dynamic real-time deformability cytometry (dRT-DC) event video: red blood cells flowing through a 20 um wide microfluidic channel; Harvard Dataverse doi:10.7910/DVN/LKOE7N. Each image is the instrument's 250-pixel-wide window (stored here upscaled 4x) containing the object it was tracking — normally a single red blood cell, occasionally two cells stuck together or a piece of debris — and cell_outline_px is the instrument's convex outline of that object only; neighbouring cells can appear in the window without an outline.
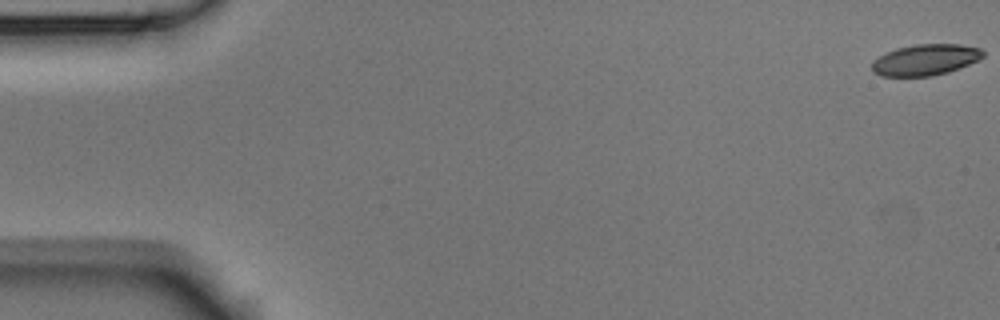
{"species": "Egyptian fruit bat (a non-hibernating species)", "species_latin": "Rousettus aegyptiacus", "temperature_condition": "room temperature", "stored_images_in_passage": 5, "camera_frame_rate_fps": 3000, "um_per_image_px": 0.085, "animal": {"sex": "male"}, "frame": {"image": 1, "passage_image": 1, "time_ms": 0.0, "image_size_px": [1000, 320], "cell_outline_px": [[984, 56], [980, 60], [960, 68], [948, 72], [932, 76], [880, 76], [872, 72], [872, 60], [884, 52], [896, 48], [916, 44], [960, 44], [980, 48], [984, 52]], "centroid_in_image_um": [78.65, 5.08], "position_along_channel_um": 6.4, "area_um2": 20.46}}